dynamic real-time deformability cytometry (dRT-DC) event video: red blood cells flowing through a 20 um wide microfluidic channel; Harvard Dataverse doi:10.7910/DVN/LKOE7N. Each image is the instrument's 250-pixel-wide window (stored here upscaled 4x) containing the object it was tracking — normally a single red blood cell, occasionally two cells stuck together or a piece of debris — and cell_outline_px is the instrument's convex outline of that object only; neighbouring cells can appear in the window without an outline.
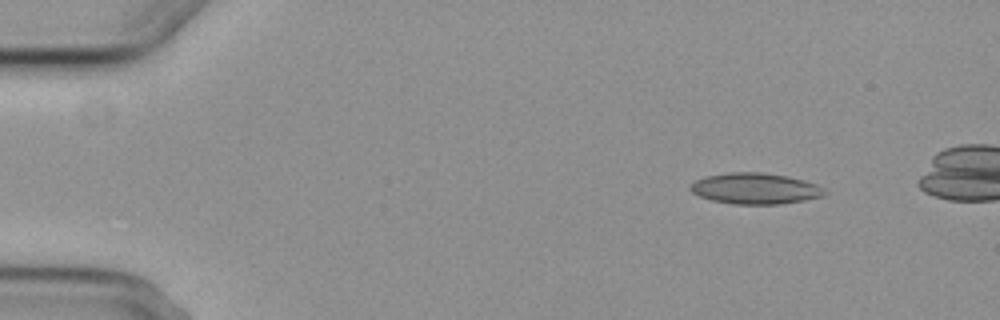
{"species": "common noctule bat (a hibernating species)", "species_latin": "Nyctalus noctula", "temperature_condition": "cold", "stored_images_in_passage": 4, "camera_frame_rate_fps": 3000, "um_per_image_px": 0.085, "animal": {"sex": "female", "body_mass_g": 29.2, "forearm_length_mm": 56.3}, "frame": {"image": 1, "passage_image": 1, "time_ms": 0.0, "image_size_px": [1000, 320], "cell_outline_px": [[828, 192], [824, 196], [804, 200], [780, 204], [736, 204], [712, 200], [700, 196], [692, 192], [688, 188], [696, 180], [704, 176], [728, 172], [760, 172], [788, 176], [804, 180], [816, 184], [824, 188]], "centroid_in_image_um": [64.21, 16.02], "position_along_channel_um": 20.8, "area_um2": 24.33}}